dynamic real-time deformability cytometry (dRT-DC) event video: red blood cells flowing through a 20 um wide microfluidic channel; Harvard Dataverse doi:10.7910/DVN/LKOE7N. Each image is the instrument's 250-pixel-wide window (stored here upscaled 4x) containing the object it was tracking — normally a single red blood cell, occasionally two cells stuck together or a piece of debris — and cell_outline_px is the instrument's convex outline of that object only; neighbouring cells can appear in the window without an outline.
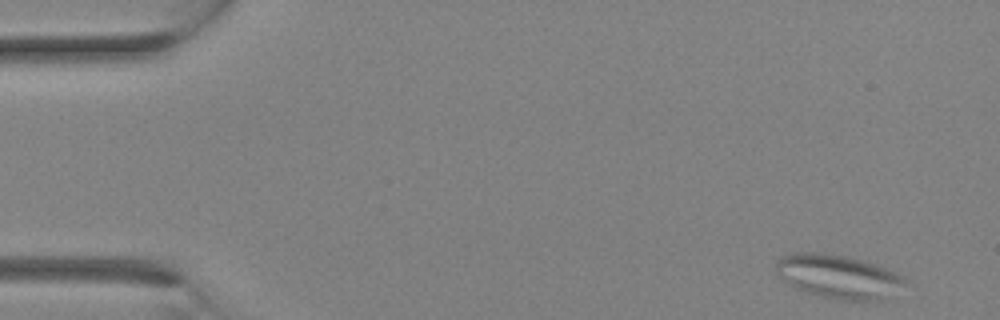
{"species": "Egyptian fruit bat (a non-hibernating species)", "species_latin": "Rousettus aegyptiacus", "temperature_condition": "room temperature", "stored_images_in_passage": 10, "camera_frame_rate_fps": 3000, "um_per_image_px": 0.085, "animal": {"sex": "female"}, "frame": {"image": 1, "passage_image": 1, "time_ms": 0.0, "image_size_px": [1000, 320], "cell_outline_px": [[904, 280], [876, 300], [840, 300], [808, 292], [796, 288], [784, 280], [776, 272], [776, 260], [792, 252], [824, 252], [864, 260], [876, 264], [900, 276]], "centroid_in_image_um": [71.09, 23.45], "position_along_channel_um": 13.9, "area_um2": 31.44}}
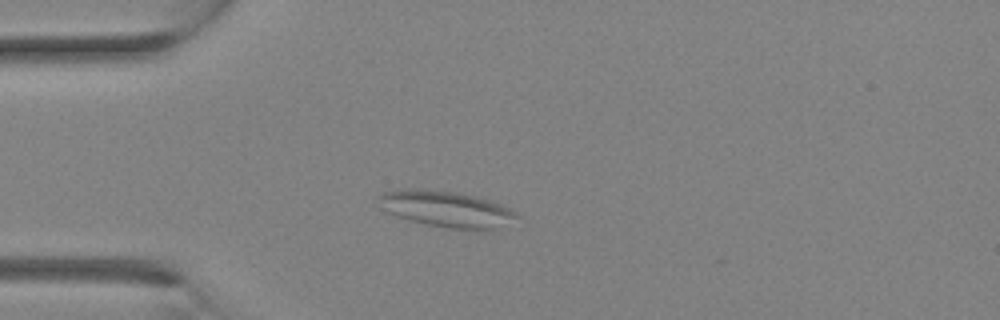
{"frame": {"image": 2, "passage_image": 7, "time_ms": 2.0, "image_size_px": [1000, 320], "cell_outline_px": [[520, 216], [492, 228], [448, 228], [424, 224], [388, 212], [376, 196], [384, 192], [408, 188], [424, 188], [460, 192], [476, 196], [500, 204], [516, 212]], "centroid_in_image_um": [37.89, 17.71], "position_along_channel_um": 47.1, "area_um2": 28.32}}